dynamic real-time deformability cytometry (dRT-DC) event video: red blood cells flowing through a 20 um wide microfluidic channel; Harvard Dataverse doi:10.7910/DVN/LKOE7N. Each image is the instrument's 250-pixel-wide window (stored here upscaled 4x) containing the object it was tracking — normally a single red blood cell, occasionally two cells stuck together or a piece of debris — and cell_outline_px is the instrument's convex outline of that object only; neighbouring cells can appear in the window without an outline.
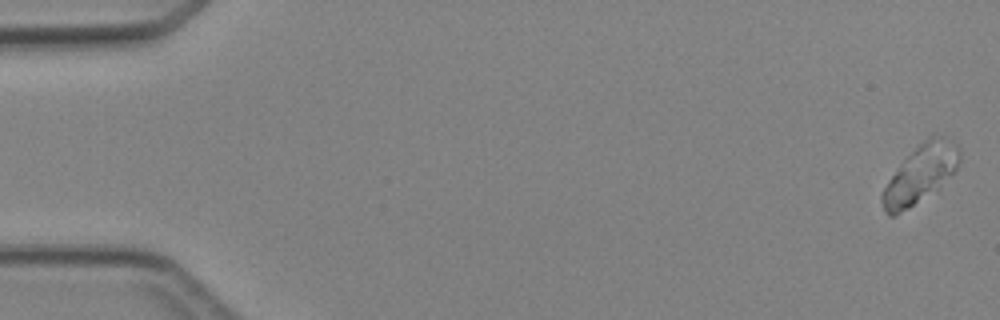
{"species": "Egyptian fruit bat (a non-hibernating species)", "species_latin": "Rousettus aegyptiacus", "temperature_condition": "cold", "stored_images_in_passage": 5, "segment_of_instrument_passage": [2, 2], "camera_frame_rate_fps": 3000, "um_per_image_px": 0.085, "animal": {"sex": "female"}, "frame": {"image": 1, "passage_image": 5, "time_ms": 5.0, "image_size_px": [1000, 320], "cell_outline_px": [[960, 160], [956, 168], [952, 172], [908, 208], [896, 216], [888, 216], [884, 212], [880, 200], [880, 196], [888, 180], [900, 164], [924, 140], [932, 136], [944, 136], [956, 144], [960, 152]], "centroid_in_image_um": [78.16, 14.78], "position_along_channel_um": 6.8, "area_um2": 24.74}}